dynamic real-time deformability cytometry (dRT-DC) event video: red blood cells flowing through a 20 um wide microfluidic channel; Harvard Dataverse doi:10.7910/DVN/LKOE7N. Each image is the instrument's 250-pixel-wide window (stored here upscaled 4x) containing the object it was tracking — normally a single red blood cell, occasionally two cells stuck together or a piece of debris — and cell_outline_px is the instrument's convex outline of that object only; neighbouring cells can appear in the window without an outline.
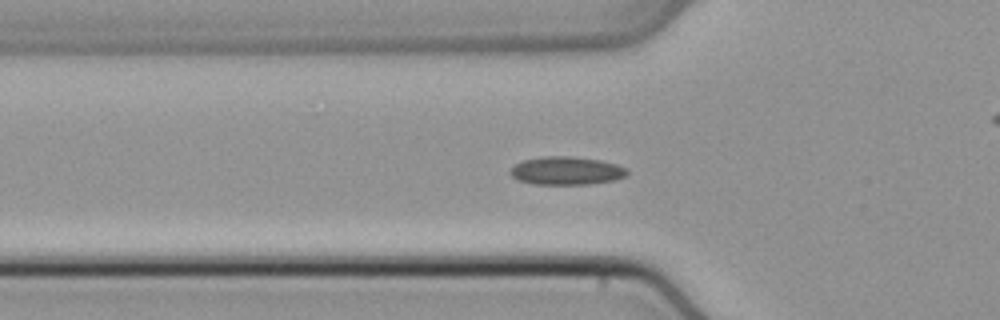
{"species": "common noctule bat (a hibernating species)", "species_latin": "Nyctalus noctula", "temperature_condition": "cold", "stored_images_in_passage": 39, "camera_frame_rate_fps": 3000, "um_per_image_px": 0.085, "animal": {"sex": "male", "body_mass_g": 21.5, "forearm_length_mm": 52.0}, "frame": {"image": 1, "passage_image": 6, "time_ms": 1.667, "image_size_px": [1000, 320], "cell_outline_px": [[628, 172], [624, 176], [616, 180], [588, 184], [532, 184], [516, 180], [508, 172], [516, 164], [524, 160], [544, 156], [572, 156], [600, 160], [616, 164], [628, 168]], "centroid_in_image_um": [48.14, 14.51], "position_along_channel_um": 77.7, "area_um2": 19.25}}
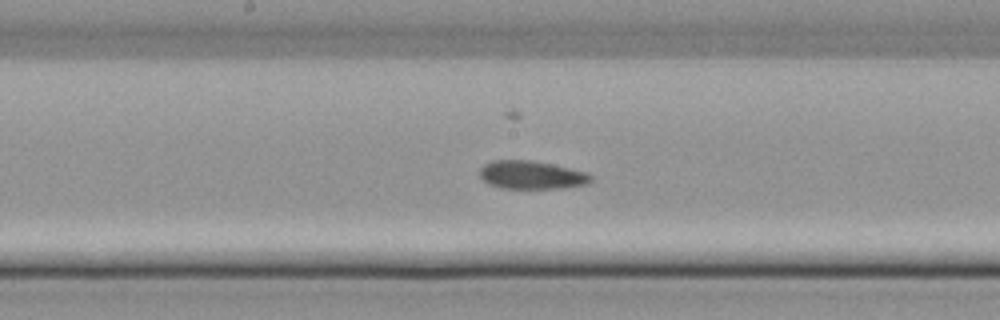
{"frame": {"image": 2, "passage_image": 15, "time_ms": 4.667, "image_size_px": [1000, 320], "cell_outline_px": [[592, 180], [584, 184], [560, 188], [500, 188], [488, 184], [480, 176], [480, 168], [484, 164], [492, 160], [532, 160], [568, 168], [584, 172], [592, 176]], "centroid_in_image_um": [45.11, 14.87], "position_along_channel_um": 203.1, "area_um2": 18.03}}
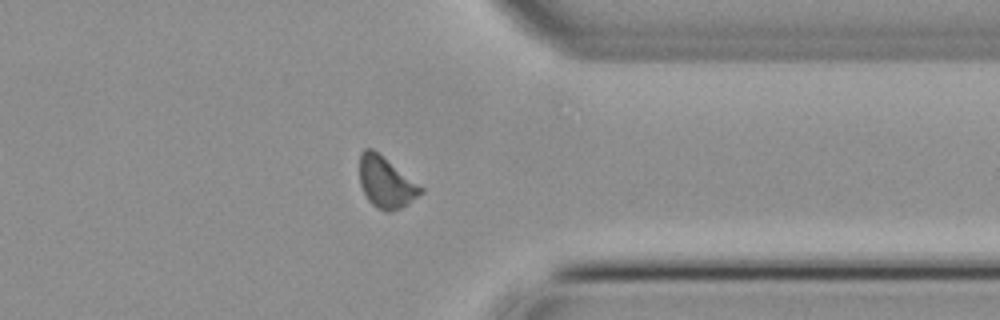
{"frame": {"image": 3, "passage_image": 28, "time_ms": 9.0, "image_size_px": [1000, 320], "cell_outline_px": [[424, 192], [408, 204], [400, 208], [388, 212], [384, 212], [376, 208], [368, 200], [360, 184], [360, 152], [364, 148], [372, 148], [424, 188]], "centroid_in_image_um": [32.8, 15.51], "position_along_channel_um": 378.6, "area_um2": 18.15}}